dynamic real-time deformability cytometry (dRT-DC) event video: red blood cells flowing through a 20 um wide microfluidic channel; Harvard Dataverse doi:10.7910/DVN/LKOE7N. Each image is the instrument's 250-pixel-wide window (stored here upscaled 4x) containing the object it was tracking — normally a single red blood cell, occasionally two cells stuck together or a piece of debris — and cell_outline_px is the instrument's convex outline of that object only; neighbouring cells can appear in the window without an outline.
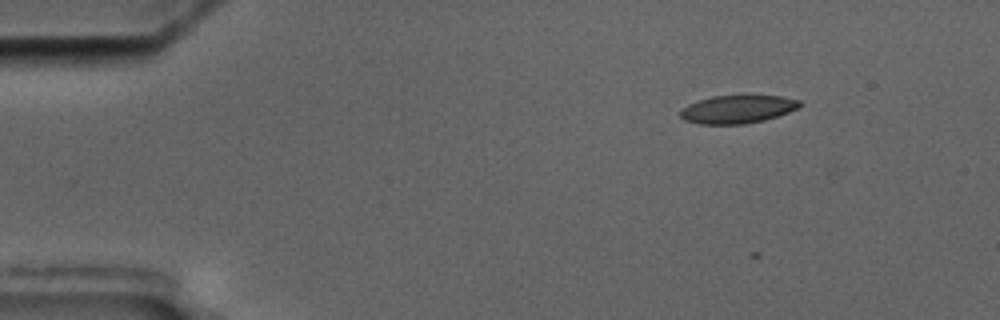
{"species": "common noctule bat (a hibernating species)", "species_latin": "Nyctalus noctula", "temperature_condition": "cold", "stored_images_in_passage": 5, "camera_frame_rate_fps": 3000, "um_per_image_px": 0.085, "animal": {"sex": "male", "body_mass_g": 17.5, "forearm_length_mm": 52.3}, "frame": {"image": 1, "passage_image": 2, "time_ms": 2.0, "image_size_px": [1000, 320], "cell_outline_px": [[804, 104], [800, 108], [764, 120], [744, 124], [700, 124], [684, 120], [680, 116], [680, 112], [688, 104], [712, 96], [780, 96], [800, 100]], "centroid_in_image_um": [62.72, 9.29], "position_along_channel_um": 22.3, "area_um2": 19.42}}